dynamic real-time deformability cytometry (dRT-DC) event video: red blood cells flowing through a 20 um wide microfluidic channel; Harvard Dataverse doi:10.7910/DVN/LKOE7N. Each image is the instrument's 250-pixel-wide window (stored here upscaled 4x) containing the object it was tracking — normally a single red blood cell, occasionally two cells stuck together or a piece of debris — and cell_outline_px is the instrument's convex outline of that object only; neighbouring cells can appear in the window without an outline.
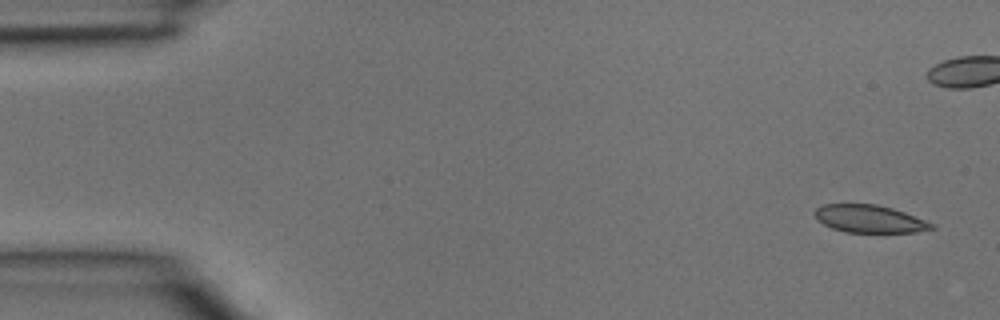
{"species": "common noctule bat (a hibernating species)", "species_latin": "Nyctalus noctula", "temperature_condition": "room temperature", "stored_images_in_passage": 4, "camera_frame_rate_fps": 3000, "um_per_image_px": 0.085, "animal": {"sex": "male", "body_mass_g": 15.6}, "frame": {"image": 1, "passage_image": 1, "time_ms": 0.0, "image_size_px": [1000, 320], "cell_outline_px": [[936, 228], [916, 232], [844, 232], [832, 228], [816, 220], [812, 212], [816, 208], [824, 204], [876, 204], [892, 208], [904, 212], [936, 224]], "centroid_in_image_um": [73.89, 18.6], "position_along_channel_um": 11.1, "area_um2": 18.96}}